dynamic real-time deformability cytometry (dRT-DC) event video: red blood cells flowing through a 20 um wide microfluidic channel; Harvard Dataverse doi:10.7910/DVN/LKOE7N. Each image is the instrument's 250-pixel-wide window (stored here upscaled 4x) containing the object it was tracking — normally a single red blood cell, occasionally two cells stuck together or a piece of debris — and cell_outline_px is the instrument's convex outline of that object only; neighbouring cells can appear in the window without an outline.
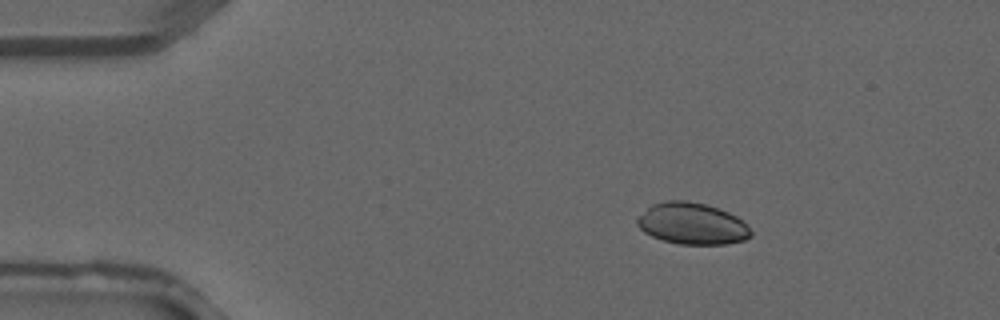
{"species": "common noctule bat (a hibernating species)", "species_latin": "Nyctalus noctula", "temperature_condition": "warm", "stored_images_in_passage": 3, "camera_frame_rate_fps": 3000, "um_per_image_px": 0.085, "animal": {"sex": "male", "forearm_length_mm": 52.5}, "frame": {"image": 1, "passage_image": 1, "time_ms": 0.0, "image_size_px": [1000, 320], "cell_outline_px": [[752, 236], [744, 240], [724, 244], [680, 244], [664, 240], [652, 236], [644, 232], [636, 224], [636, 220], [652, 204], [668, 200], [688, 200], [704, 204], [728, 212], [736, 216], [752, 232]], "centroid_in_image_um": [58.82, 19.01], "position_along_channel_um": 26.2, "area_um2": 27.17}}